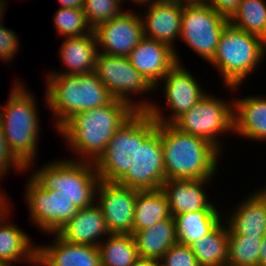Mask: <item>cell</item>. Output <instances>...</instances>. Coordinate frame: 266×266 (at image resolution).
Returning <instances> with one entry per match:
<instances>
[{"instance_id":"f1b7e54d","label":"cell","mask_w":266,"mask_h":266,"mask_svg":"<svg viewBox=\"0 0 266 266\" xmlns=\"http://www.w3.org/2000/svg\"><path fill=\"white\" fill-rule=\"evenodd\" d=\"M98 248L101 266H131L139 259L132 234H110Z\"/></svg>"},{"instance_id":"5b68a950","label":"cell","mask_w":266,"mask_h":266,"mask_svg":"<svg viewBox=\"0 0 266 266\" xmlns=\"http://www.w3.org/2000/svg\"><path fill=\"white\" fill-rule=\"evenodd\" d=\"M265 57L266 41L228 23L208 64L217 70L227 91H236L255 74Z\"/></svg>"},{"instance_id":"7c38bea8","label":"cell","mask_w":266,"mask_h":266,"mask_svg":"<svg viewBox=\"0 0 266 266\" xmlns=\"http://www.w3.org/2000/svg\"><path fill=\"white\" fill-rule=\"evenodd\" d=\"M24 188V202L31 224L44 234L57 233L79 210L64 194L44 190L31 176Z\"/></svg>"},{"instance_id":"277c9868","label":"cell","mask_w":266,"mask_h":266,"mask_svg":"<svg viewBox=\"0 0 266 266\" xmlns=\"http://www.w3.org/2000/svg\"><path fill=\"white\" fill-rule=\"evenodd\" d=\"M45 83V108L54 116L55 131L74 114L107 105L114 100L95 72L82 75L45 73Z\"/></svg>"},{"instance_id":"d4e9b609","label":"cell","mask_w":266,"mask_h":266,"mask_svg":"<svg viewBox=\"0 0 266 266\" xmlns=\"http://www.w3.org/2000/svg\"><path fill=\"white\" fill-rule=\"evenodd\" d=\"M136 241L139 258L160 261L164 253L178 243L175 219L171 216L147 229L132 234Z\"/></svg>"},{"instance_id":"9a60e30c","label":"cell","mask_w":266,"mask_h":266,"mask_svg":"<svg viewBox=\"0 0 266 266\" xmlns=\"http://www.w3.org/2000/svg\"><path fill=\"white\" fill-rule=\"evenodd\" d=\"M136 149V112L114 133L105 152L94 163L100 180L118 182L129 170Z\"/></svg>"},{"instance_id":"83f0119b","label":"cell","mask_w":266,"mask_h":266,"mask_svg":"<svg viewBox=\"0 0 266 266\" xmlns=\"http://www.w3.org/2000/svg\"><path fill=\"white\" fill-rule=\"evenodd\" d=\"M171 217L169 204L161 189L137 193L133 217V233Z\"/></svg>"},{"instance_id":"cb8c5ba5","label":"cell","mask_w":266,"mask_h":266,"mask_svg":"<svg viewBox=\"0 0 266 266\" xmlns=\"http://www.w3.org/2000/svg\"><path fill=\"white\" fill-rule=\"evenodd\" d=\"M11 214L12 210L0 220V261L7 266L19 262L37 266V244L27 232L8 220Z\"/></svg>"},{"instance_id":"8992f818","label":"cell","mask_w":266,"mask_h":266,"mask_svg":"<svg viewBox=\"0 0 266 266\" xmlns=\"http://www.w3.org/2000/svg\"><path fill=\"white\" fill-rule=\"evenodd\" d=\"M128 172L117 182L139 191L157 190L165 181L160 123L147 111H136V149Z\"/></svg>"},{"instance_id":"e575fe53","label":"cell","mask_w":266,"mask_h":266,"mask_svg":"<svg viewBox=\"0 0 266 266\" xmlns=\"http://www.w3.org/2000/svg\"><path fill=\"white\" fill-rule=\"evenodd\" d=\"M3 20L0 19V61L11 64L12 59L17 56L16 54L20 50V39L12 28H6L3 25Z\"/></svg>"},{"instance_id":"8fae6325","label":"cell","mask_w":266,"mask_h":266,"mask_svg":"<svg viewBox=\"0 0 266 266\" xmlns=\"http://www.w3.org/2000/svg\"><path fill=\"white\" fill-rule=\"evenodd\" d=\"M229 19L210 5L183 7L179 40L207 63L213 58Z\"/></svg>"},{"instance_id":"3957f363","label":"cell","mask_w":266,"mask_h":266,"mask_svg":"<svg viewBox=\"0 0 266 266\" xmlns=\"http://www.w3.org/2000/svg\"><path fill=\"white\" fill-rule=\"evenodd\" d=\"M20 80H14L8 101L0 105V124L9 151L27 168L37 162L42 128L36 96Z\"/></svg>"},{"instance_id":"484cf974","label":"cell","mask_w":266,"mask_h":266,"mask_svg":"<svg viewBox=\"0 0 266 266\" xmlns=\"http://www.w3.org/2000/svg\"><path fill=\"white\" fill-rule=\"evenodd\" d=\"M223 215L222 209L220 211L199 210L174 215L178 243L189 246L201 239L223 220Z\"/></svg>"},{"instance_id":"e0dca14e","label":"cell","mask_w":266,"mask_h":266,"mask_svg":"<svg viewBox=\"0 0 266 266\" xmlns=\"http://www.w3.org/2000/svg\"><path fill=\"white\" fill-rule=\"evenodd\" d=\"M214 179H168L161 185L171 216L199 210H220L207 189ZM211 182V183H210ZM207 187V188H206ZM209 196V197H208Z\"/></svg>"},{"instance_id":"d590c367","label":"cell","mask_w":266,"mask_h":266,"mask_svg":"<svg viewBox=\"0 0 266 266\" xmlns=\"http://www.w3.org/2000/svg\"><path fill=\"white\" fill-rule=\"evenodd\" d=\"M14 171L16 174L21 173L22 175H24L23 173H28L26 172V168L9 151L3 129L0 124V183L3 179L5 180L4 177L6 175H9L11 172L14 173Z\"/></svg>"},{"instance_id":"1f68e13d","label":"cell","mask_w":266,"mask_h":266,"mask_svg":"<svg viewBox=\"0 0 266 266\" xmlns=\"http://www.w3.org/2000/svg\"><path fill=\"white\" fill-rule=\"evenodd\" d=\"M54 29L59 37H80L91 34L90 27L83 9L59 7L53 16Z\"/></svg>"},{"instance_id":"ba28073f","label":"cell","mask_w":266,"mask_h":266,"mask_svg":"<svg viewBox=\"0 0 266 266\" xmlns=\"http://www.w3.org/2000/svg\"><path fill=\"white\" fill-rule=\"evenodd\" d=\"M231 97L225 100L208 92L173 125L182 132L206 139L223 153L225 149L221 137L234 135L233 96Z\"/></svg>"},{"instance_id":"6da1fadb","label":"cell","mask_w":266,"mask_h":266,"mask_svg":"<svg viewBox=\"0 0 266 266\" xmlns=\"http://www.w3.org/2000/svg\"><path fill=\"white\" fill-rule=\"evenodd\" d=\"M135 112L128 103L114 99L107 105L74 114L56 132L65 140L69 152L77 156L70 159L95 163L115 131Z\"/></svg>"},{"instance_id":"4dcf8cb0","label":"cell","mask_w":266,"mask_h":266,"mask_svg":"<svg viewBox=\"0 0 266 266\" xmlns=\"http://www.w3.org/2000/svg\"><path fill=\"white\" fill-rule=\"evenodd\" d=\"M228 260L226 266H259L264 237H247L235 234L228 227Z\"/></svg>"},{"instance_id":"d6986e66","label":"cell","mask_w":266,"mask_h":266,"mask_svg":"<svg viewBox=\"0 0 266 266\" xmlns=\"http://www.w3.org/2000/svg\"><path fill=\"white\" fill-rule=\"evenodd\" d=\"M51 242L37 244V266H101L99 248L75 244L50 233Z\"/></svg>"},{"instance_id":"4316f807","label":"cell","mask_w":266,"mask_h":266,"mask_svg":"<svg viewBox=\"0 0 266 266\" xmlns=\"http://www.w3.org/2000/svg\"><path fill=\"white\" fill-rule=\"evenodd\" d=\"M228 233V225L223 219L209 234L189 245L199 266H226Z\"/></svg>"},{"instance_id":"74e56055","label":"cell","mask_w":266,"mask_h":266,"mask_svg":"<svg viewBox=\"0 0 266 266\" xmlns=\"http://www.w3.org/2000/svg\"><path fill=\"white\" fill-rule=\"evenodd\" d=\"M5 192L6 191L0 190V220L11 211V206L13 205V203L11 204V200Z\"/></svg>"},{"instance_id":"ac0fdd59","label":"cell","mask_w":266,"mask_h":266,"mask_svg":"<svg viewBox=\"0 0 266 266\" xmlns=\"http://www.w3.org/2000/svg\"><path fill=\"white\" fill-rule=\"evenodd\" d=\"M131 65L153 86L178 62L175 50L166 43L144 37L127 56Z\"/></svg>"},{"instance_id":"60d3db41","label":"cell","mask_w":266,"mask_h":266,"mask_svg":"<svg viewBox=\"0 0 266 266\" xmlns=\"http://www.w3.org/2000/svg\"><path fill=\"white\" fill-rule=\"evenodd\" d=\"M161 1H165V0H128L129 3L132 2L133 5L136 4L137 6H139V7L137 8V10H138V9L142 10V9L144 8V6L152 5V4H155V3L161 2ZM140 6H141L142 8H140Z\"/></svg>"},{"instance_id":"7a4b0ae2","label":"cell","mask_w":266,"mask_h":266,"mask_svg":"<svg viewBox=\"0 0 266 266\" xmlns=\"http://www.w3.org/2000/svg\"><path fill=\"white\" fill-rule=\"evenodd\" d=\"M165 180L213 179L217 177L222 153L204 138L180 131L173 124L160 123ZM221 158V159H220Z\"/></svg>"},{"instance_id":"f35d334b","label":"cell","mask_w":266,"mask_h":266,"mask_svg":"<svg viewBox=\"0 0 266 266\" xmlns=\"http://www.w3.org/2000/svg\"><path fill=\"white\" fill-rule=\"evenodd\" d=\"M59 7L83 9L84 0H58Z\"/></svg>"},{"instance_id":"7dc6e473","label":"cell","mask_w":266,"mask_h":266,"mask_svg":"<svg viewBox=\"0 0 266 266\" xmlns=\"http://www.w3.org/2000/svg\"><path fill=\"white\" fill-rule=\"evenodd\" d=\"M158 266H164L160 261H158Z\"/></svg>"},{"instance_id":"9c48e42d","label":"cell","mask_w":266,"mask_h":266,"mask_svg":"<svg viewBox=\"0 0 266 266\" xmlns=\"http://www.w3.org/2000/svg\"><path fill=\"white\" fill-rule=\"evenodd\" d=\"M94 72L114 99L128 103L136 111H147L152 106V100L144 96L154 93L155 88L131 65L128 57L98 52ZM138 96L140 101L135 99Z\"/></svg>"},{"instance_id":"2e32d148","label":"cell","mask_w":266,"mask_h":266,"mask_svg":"<svg viewBox=\"0 0 266 266\" xmlns=\"http://www.w3.org/2000/svg\"><path fill=\"white\" fill-rule=\"evenodd\" d=\"M141 18L143 23L144 37L163 42L175 50L177 62L182 64L183 60L176 51L175 41L181 35V22L183 7L171 0L161 1L152 5L144 6ZM148 7V8H147ZM177 39V40H176Z\"/></svg>"},{"instance_id":"b9f144b4","label":"cell","mask_w":266,"mask_h":266,"mask_svg":"<svg viewBox=\"0 0 266 266\" xmlns=\"http://www.w3.org/2000/svg\"><path fill=\"white\" fill-rule=\"evenodd\" d=\"M131 266H158V261L151 260V259H145V258H139L133 265Z\"/></svg>"},{"instance_id":"4fadbf2b","label":"cell","mask_w":266,"mask_h":266,"mask_svg":"<svg viewBox=\"0 0 266 266\" xmlns=\"http://www.w3.org/2000/svg\"><path fill=\"white\" fill-rule=\"evenodd\" d=\"M139 190L117 182L99 180L95 202L111 234H133L135 202Z\"/></svg>"},{"instance_id":"f6af8a7d","label":"cell","mask_w":266,"mask_h":266,"mask_svg":"<svg viewBox=\"0 0 266 266\" xmlns=\"http://www.w3.org/2000/svg\"><path fill=\"white\" fill-rule=\"evenodd\" d=\"M256 192L266 201V184L264 187L256 189Z\"/></svg>"},{"instance_id":"8d00e7d4","label":"cell","mask_w":266,"mask_h":266,"mask_svg":"<svg viewBox=\"0 0 266 266\" xmlns=\"http://www.w3.org/2000/svg\"><path fill=\"white\" fill-rule=\"evenodd\" d=\"M241 1L242 0H209L208 5L216 12L229 19L237 10Z\"/></svg>"},{"instance_id":"f546056e","label":"cell","mask_w":266,"mask_h":266,"mask_svg":"<svg viewBox=\"0 0 266 266\" xmlns=\"http://www.w3.org/2000/svg\"><path fill=\"white\" fill-rule=\"evenodd\" d=\"M229 23L266 41V1L242 0Z\"/></svg>"},{"instance_id":"7bdbcfd3","label":"cell","mask_w":266,"mask_h":266,"mask_svg":"<svg viewBox=\"0 0 266 266\" xmlns=\"http://www.w3.org/2000/svg\"><path fill=\"white\" fill-rule=\"evenodd\" d=\"M259 266H266V235L262 240V247L259 257Z\"/></svg>"},{"instance_id":"52a82bcc","label":"cell","mask_w":266,"mask_h":266,"mask_svg":"<svg viewBox=\"0 0 266 266\" xmlns=\"http://www.w3.org/2000/svg\"><path fill=\"white\" fill-rule=\"evenodd\" d=\"M38 167H27L26 172H31L32 168L33 171L29 175L44 190H55L64 194L78 209L95 202L100 179L94 163L61 157Z\"/></svg>"},{"instance_id":"ffe728a7","label":"cell","mask_w":266,"mask_h":266,"mask_svg":"<svg viewBox=\"0 0 266 266\" xmlns=\"http://www.w3.org/2000/svg\"><path fill=\"white\" fill-rule=\"evenodd\" d=\"M243 197L245 198L237 201L235 206L231 207L233 209L227 211L228 213L224 211V221L235 234L265 237L266 201L255 190Z\"/></svg>"},{"instance_id":"5bb4252c","label":"cell","mask_w":266,"mask_h":266,"mask_svg":"<svg viewBox=\"0 0 266 266\" xmlns=\"http://www.w3.org/2000/svg\"><path fill=\"white\" fill-rule=\"evenodd\" d=\"M137 11L126 9L93 30L98 52L124 57L131 53L144 38L142 18L140 12Z\"/></svg>"},{"instance_id":"bcb514c9","label":"cell","mask_w":266,"mask_h":266,"mask_svg":"<svg viewBox=\"0 0 266 266\" xmlns=\"http://www.w3.org/2000/svg\"><path fill=\"white\" fill-rule=\"evenodd\" d=\"M0 266H7L4 262L0 261Z\"/></svg>"},{"instance_id":"ab89813d","label":"cell","mask_w":266,"mask_h":266,"mask_svg":"<svg viewBox=\"0 0 266 266\" xmlns=\"http://www.w3.org/2000/svg\"><path fill=\"white\" fill-rule=\"evenodd\" d=\"M176 4L186 7V6H200V5H207L209 0H171Z\"/></svg>"},{"instance_id":"30bf717a","label":"cell","mask_w":266,"mask_h":266,"mask_svg":"<svg viewBox=\"0 0 266 266\" xmlns=\"http://www.w3.org/2000/svg\"><path fill=\"white\" fill-rule=\"evenodd\" d=\"M202 84L185 65L177 63L154 87L155 91L160 89L163 92L170 114L164 113L163 107L155 101L147 112L157 123L173 124L208 93Z\"/></svg>"},{"instance_id":"836d02e7","label":"cell","mask_w":266,"mask_h":266,"mask_svg":"<svg viewBox=\"0 0 266 266\" xmlns=\"http://www.w3.org/2000/svg\"><path fill=\"white\" fill-rule=\"evenodd\" d=\"M160 262L164 266H199L190 246L177 243L170 247Z\"/></svg>"},{"instance_id":"7402d4cb","label":"cell","mask_w":266,"mask_h":266,"mask_svg":"<svg viewBox=\"0 0 266 266\" xmlns=\"http://www.w3.org/2000/svg\"><path fill=\"white\" fill-rule=\"evenodd\" d=\"M63 39L58 54L65 69L48 70L47 75H82L94 72L98 54L94 31L80 37H66Z\"/></svg>"},{"instance_id":"d6a6232c","label":"cell","mask_w":266,"mask_h":266,"mask_svg":"<svg viewBox=\"0 0 266 266\" xmlns=\"http://www.w3.org/2000/svg\"><path fill=\"white\" fill-rule=\"evenodd\" d=\"M121 3V0H84L83 12L90 27L94 30L121 14L125 10Z\"/></svg>"},{"instance_id":"ee69618b","label":"cell","mask_w":266,"mask_h":266,"mask_svg":"<svg viewBox=\"0 0 266 266\" xmlns=\"http://www.w3.org/2000/svg\"><path fill=\"white\" fill-rule=\"evenodd\" d=\"M7 6V0H0V19H3L5 17Z\"/></svg>"},{"instance_id":"44dd1931","label":"cell","mask_w":266,"mask_h":266,"mask_svg":"<svg viewBox=\"0 0 266 266\" xmlns=\"http://www.w3.org/2000/svg\"><path fill=\"white\" fill-rule=\"evenodd\" d=\"M57 234L65 241L98 247L111 233L108 231L100 207L92 205L79 209Z\"/></svg>"},{"instance_id":"603a6c76","label":"cell","mask_w":266,"mask_h":266,"mask_svg":"<svg viewBox=\"0 0 266 266\" xmlns=\"http://www.w3.org/2000/svg\"><path fill=\"white\" fill-rule=\"evenodd\" d=\"M234 135L266 143V96L233 98Z\"/></svg>"}]
</instances>
